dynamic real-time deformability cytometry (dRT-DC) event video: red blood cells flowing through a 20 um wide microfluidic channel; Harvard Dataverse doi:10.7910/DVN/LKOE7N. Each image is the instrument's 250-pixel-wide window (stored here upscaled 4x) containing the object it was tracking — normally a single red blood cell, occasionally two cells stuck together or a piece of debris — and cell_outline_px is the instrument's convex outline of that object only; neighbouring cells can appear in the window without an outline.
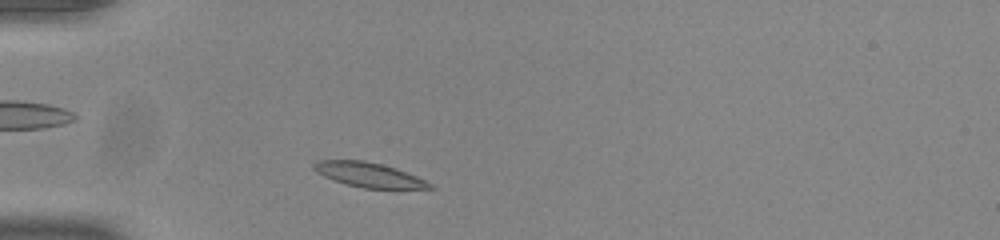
{"species": "common noctule bat (a hibernating species)", "species_latin": "Nyctalus noctula", "temperature_condition": "room temperature", "stored_images_in_passage": 41, "camera_frame_rate_fps": 3000, "um_per_image_px": 0.085, "animal": {"sex": "male", "body_mass_g": 20.0, "forearm_length_mm": 53.3}, "frame": {"image": 1, "passage_image": 3, "time_ms": 0.667, "image_size_px": [1000, 240], "cell_outline_px": [[436, 188], [364, 188], [344, 184], [324, 176], [316, 172], [312, 168], [312, 164], [316, 160], [364, 160], [396, 168], [416, 176], [432, 184]], "centroid_in_image_um": [31.29, 14.85], "position_along_channel_um": 53.7, "area_um2": 16.53}}
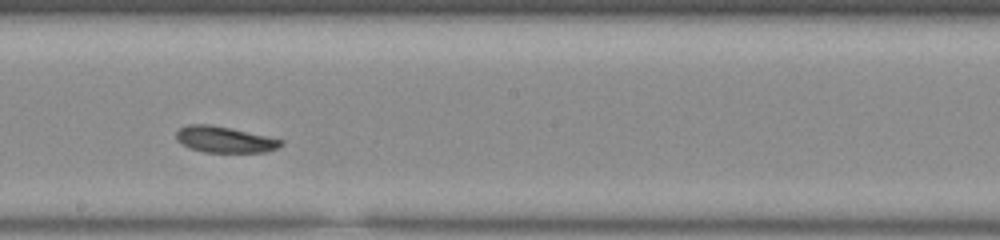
{"frame": {"image": 2, "passage_image": 18, "time_ms": 5.667, "image_size_px": [1000, 240], "cell_outline_px": [[284, 144], [268, 152], [204, 152], [192, 148], [176, 140], [176, 132], [180, 128], [188, 124], [208, 124], [228, 128], [284, 140]], "centroid_in_image_um": [19.1, 11.86], "position_along_channel_um": 229.1, "area_um2": 15.66}}
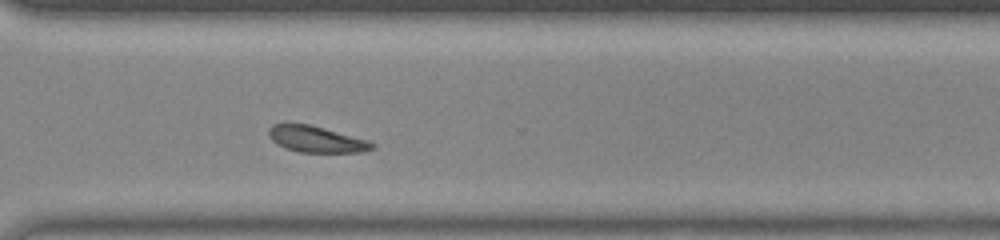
{"frame": {"image": 3, "passage_image": 27, "time_ms": 8.667, "image_size_px": [1000, 240], "cell_outline_px": [[376, 148], [364, 152], [300, 152], [284, 148], [276, 144], [268, 136], [268, 128], [272, 124], [308, 124], [324, 128], [368, 140], [376, 144]], "centroid_in_image_um": [26.89, 11.84], "position_along_channel_um": 343.7, "area_um2": 15.9}, "authors_computed_cell_mechanics": {"area_um2": 15.895, "velocity_mm_per_s": 3.8108, "shape_relaxation_time_tau1_ms": 2.1593, "shape_relaxation_time_tau2_ms": 2.8663, "deformation_change_tau1": 0.0959, "deformation_change_tau2": 0.0826}}